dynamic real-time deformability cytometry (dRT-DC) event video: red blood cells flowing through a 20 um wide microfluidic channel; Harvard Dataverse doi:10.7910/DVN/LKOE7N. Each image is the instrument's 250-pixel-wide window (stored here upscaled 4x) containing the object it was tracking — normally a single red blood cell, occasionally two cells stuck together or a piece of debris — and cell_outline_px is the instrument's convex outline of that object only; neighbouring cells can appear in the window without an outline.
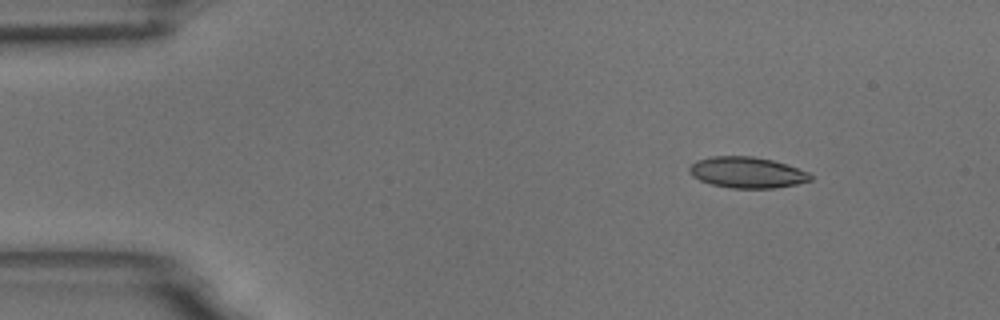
{"species": "common noctule bat (a hibernating species)", "species_latin": "Nyctalus noctula", "temperature_condition": "room temperature", "stored_images_in_passage": 5, "camera_frame_rate_fps": 3000, "um_per_image_px": 0.085, "animal": {"sex": "male", "body_mass_g": 18.8}, "frame": {"image": 1, "passage_image": 1, "time_ms": 0.0, "image_size_px": [1000, 320], "cell_outline_px": [[812, 180], [796, 184], [776, 188], [732, 188], [712, 184], [700, 180], [692, 176], [688, 172], [688, 168], [696, 160], [712, 156], [752, 156], [772, 160], [808, 172], [812, 176]], "centroid_in_image_um": [63.47, 14.66], "position_along_channel_um": 21.5, "area_um2": 21.79}}
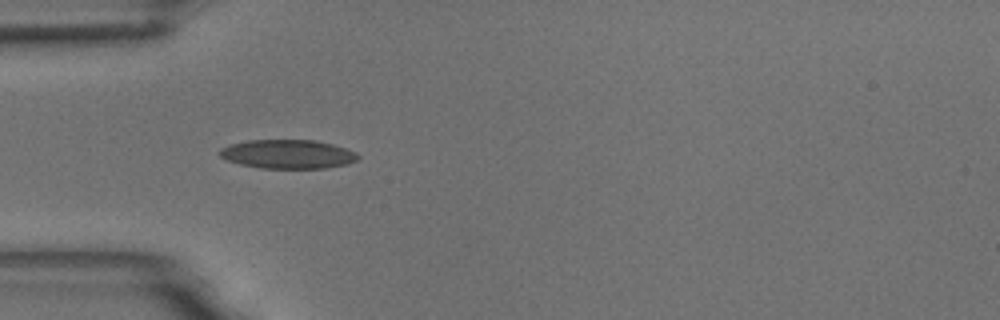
{"frame": {"image": 2, "passage_image": 4, "time_ms": 1.0, "image_size_px": [1000, 320], "cell_outline_px": [[360, 160], [348, 164], [324, 168], [260, 168], [240, 164], [228, 160], [220, 156], [220, 148], [232, 144], [248, 140], [316, 140], [332, 144], [356, 152], [360, 156]], "centroid_in_image_um": [24.51, 13.1], "position_along_channel_um": 60.5, "area_um2": 23.29}}